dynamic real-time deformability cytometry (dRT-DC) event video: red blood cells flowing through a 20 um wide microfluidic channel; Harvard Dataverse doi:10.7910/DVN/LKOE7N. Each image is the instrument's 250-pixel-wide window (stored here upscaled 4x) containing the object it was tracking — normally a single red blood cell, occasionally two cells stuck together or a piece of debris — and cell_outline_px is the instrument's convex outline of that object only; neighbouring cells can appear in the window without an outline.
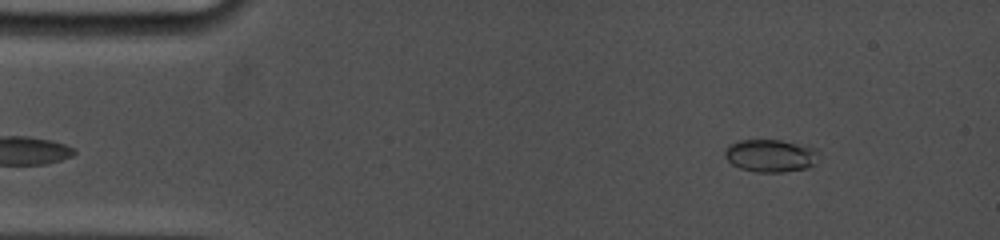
{"species": "common noctule bat (a hibernating species)", "species_latin": "Nyctalus noctula", "temperature_condition": "cold", "stored_images_in_passage": 75, "camera_frame_rate_fps": 5000, "um_per_image_px": 0.085, "animal": {"sex": "female", "body_mass_g": 19.0, "forearm_length_mm": 53.3}, "frame": {"image": 1, "passage_image": 3, "time_ms": 0.4, "image_size_px": [1000, 240], "cell_outline_px": [[820, 152], [816, 164], [808, 168], [784, 172], [756, 172], [740, 168], [732, 164], [724, 156], [724, 148], [728, 144], [736, 140], [780, 140], [816, 148]], "centroid_in_image_um": [65.5, 13.23], "position_along_channel_um": 19.5, "area_um2": 18.21}}
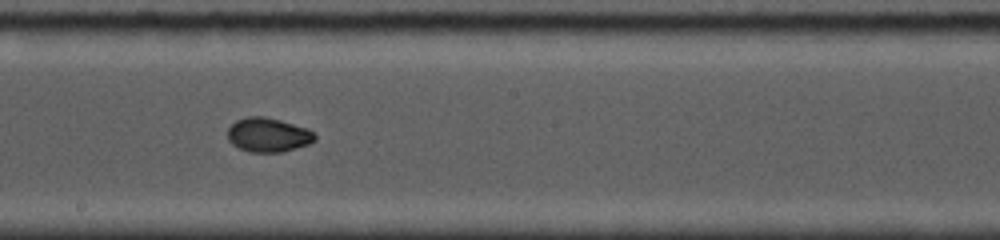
{"frame": {"image": 2, "passage_image": 40, "time_ms": 7.8, "image_size_px": [1000, 240], "cell_outline_px": [[316, 140], [308, 144], [296, 148], [280, 152], [248, 152], [232, 144], [228, 140], [228, 128], [236, 120], [248, 116], [264, 116], [280, 120], [308, 128], [316, 132]], "centroid_in_image_um": [22.81, 11.46], "position_along_channel_um": 225.4, "area_um2": 17.51}}
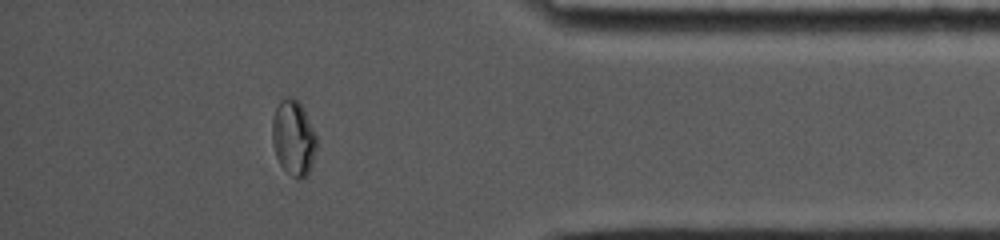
{"frame": {"image": 3, "passage_image": 66, "time_ms": 13.0, "image_size_px": [1000, 240], "cell_outline_px": [[316, 148], [312, 164], [308, 176], [300, 180], [292, 176], [280, 164], [276, 156], [272, 144], [272, 120], [276, 108], [280, 100], [288, 96], [292, 96], [300, 104], [316, 136]], "centroid_in_image_um": [24.93, 11.75], "position_along_channel_um": 410.3, "area_um2": 19.31}, "authors_computed_cell_mechanics": {"area_um2": 17.5134, "velocity_mm_per_s": 3.8434, "shape_relaxation_time_tau1_ms": 7.8356, "shape_relaxation_time_tau2_ms": null, "deformation_change_tau1": 0.1995, "deformation_change_tau2": null}}